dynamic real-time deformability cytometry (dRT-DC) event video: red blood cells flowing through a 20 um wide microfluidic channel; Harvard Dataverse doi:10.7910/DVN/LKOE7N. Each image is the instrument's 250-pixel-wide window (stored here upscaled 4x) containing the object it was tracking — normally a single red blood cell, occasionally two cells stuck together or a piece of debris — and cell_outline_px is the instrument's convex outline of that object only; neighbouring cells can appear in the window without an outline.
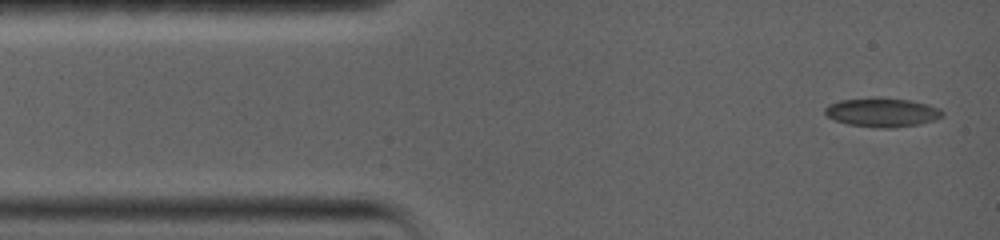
{"species": "common noctule bat (a hibernating species)", "species_latin": "Nyctalus noctula", "temperature_condition": "warm", "stored_images_in_passage": 10, "camera_frame_rate_fps": 5000, "um_per_image_px": 0.085, "animal": {"sex": "female", "body_mass_g": 19.0, "forearm_length_mm": 56.7}, "frame": {"image": 1, "passage_image": 1, "time_ms": 0.0, "image_size_px": [1000, 240], "cell_outline_px": [[944, 116], [920, 124], [892, 128], [884, 128], [848, 124], [836, 120], [828, 116], [824, 112], [824, 108], [828, 104], [840, 100], [912, 100], [928, 104], [940, 108], [944, 112]], "centroid_in_image_um": [75.03, 9.59], "position_along_channel_um": 10.0, "area_um2": 19.07}}
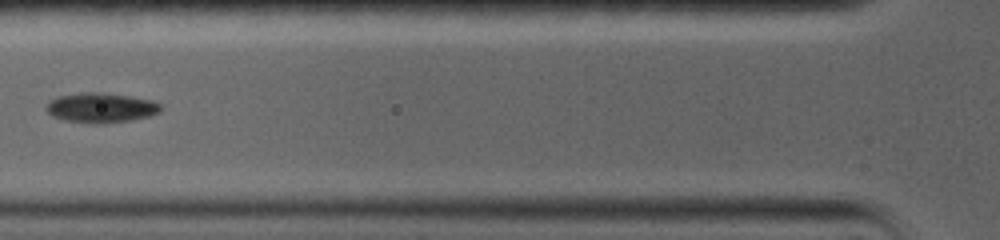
{"frame": {"image": 2, "passage_image": 7, "time_ms": 4.6, "image_size_px": [1000, 240], "cell_outline_px": [[160, 112], [148, 116], [132, 120], [104, 124], [92, 124], [64, 120], [52, 116], [44, 108], [48, 100], [60, 96], [80, 92], [100, 92], [128, 96], [152, 100], [160, 104]], "centroid_in_image_um": [8.53, 9.16], "position_along_channel_um": 117.3, "area_um2": 20.06}}
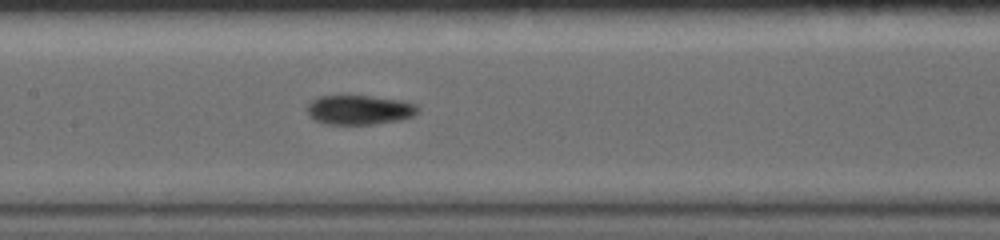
{"frame": {"image": 3, "passage_image": 9, "time_ms": 6.2, "image_size_px": [1000, 240], "cell_outline_px": [[420, 108], [412, 116], [400, 120], [372, 124], [324, 124], [308, 116], [308, 104], [312, 100], [320, 96], [368, 96], [400, 100], [416, 104]], "centroid_in_image_um": [30.54, 9.34], "position_along_channel_um": 176.9, "area_um2": 18.84}}